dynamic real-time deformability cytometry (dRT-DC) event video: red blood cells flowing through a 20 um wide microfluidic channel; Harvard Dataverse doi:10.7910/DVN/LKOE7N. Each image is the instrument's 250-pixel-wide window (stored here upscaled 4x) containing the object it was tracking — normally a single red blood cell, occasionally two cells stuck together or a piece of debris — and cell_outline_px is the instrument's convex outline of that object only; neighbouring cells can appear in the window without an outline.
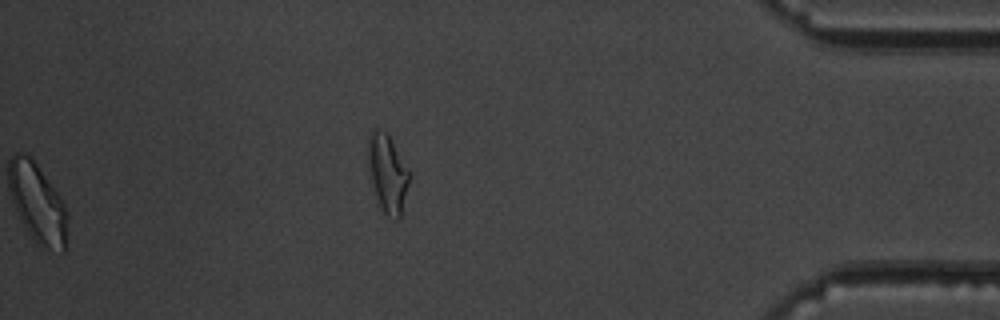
{"species": "common noctule bat (a hibernating species)", "species_latin": "Nyctalus noctula", "temperature_condition": "warm", "stored_images_in_passage": 37, "segment_of_instrument_passage": [2, 2], "camera_frame_rate_fps": 3000, "um_per_image_px": 0.085, "animal": {"sex": "male", "body_mass_g": 19.5, "forearm_length_mm": 54.6}, "frame": {"image": 1, "passage_image": 37, "time_ms": 12.0, "image_size_px": [1000, 320], "cell_outline_px": [[412, 176], [400, 220], [396, 220], [388, 216], [380, 208], [372, 184], [368, 168], [368, 136], [372, 128], [380, 128], [388, 136], [412, 172]], "centroid_in_image_um": [32.98, 14.76], "position_along_channel_um": 402.2, "area_um2": 19.25}}